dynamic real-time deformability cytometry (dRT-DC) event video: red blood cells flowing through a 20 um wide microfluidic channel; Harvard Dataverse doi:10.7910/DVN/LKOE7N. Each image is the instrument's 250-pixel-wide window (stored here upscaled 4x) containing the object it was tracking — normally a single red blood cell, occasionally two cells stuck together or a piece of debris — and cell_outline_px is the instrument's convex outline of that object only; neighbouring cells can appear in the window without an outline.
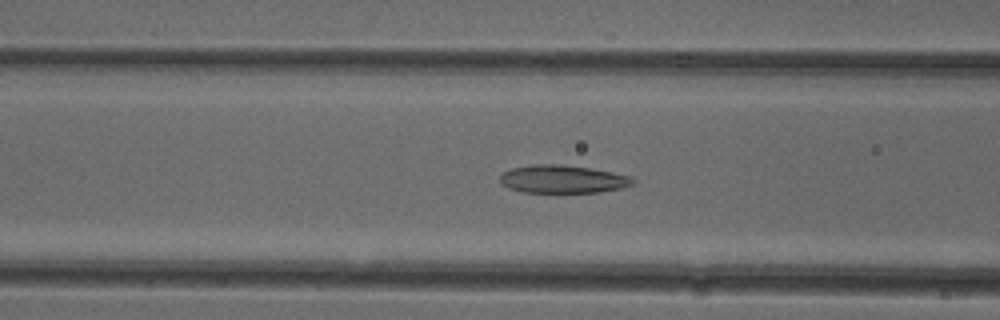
{"species": "common noctule bat (a hibernating species)", "species_latin": "Nyctalus noctula", "temperature_condition": "cold", "stored_images_in_passage": 53, "camera_frame_rate_fps": 3000, "um_per_image_px": 0.085, "animal": {"sex": "female"}, "frame": {"image": 1, "passage_image": 21, "time_ms": 6.667, "image_size_px": [1000, 320], "cell_outline_px": [[636, 180], [632, 184], [620, 188], [596, 192], [524, 192], [508, 188], [500, 184], [500, 176], [504, 172], [512, 168], [532, 164], [560, 164], [592, 168], [632, 176]], "centroid_in_image_um": [47.82, 15.22], "position_along_channel_um": 118.8, "area_um2": 21.68}}
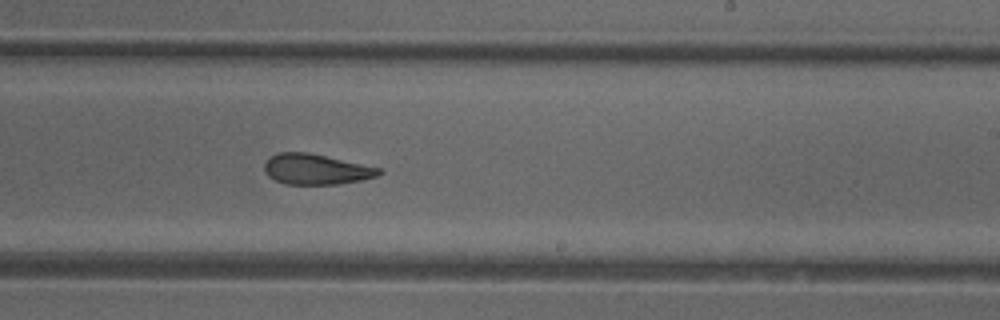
{"frame": {"image": 2, "passage_image": 32, "time_ms": 10.333, "image_size_px": [1000, 320], "cell_outline_px": [[384, 172], [376, 176], [360, 180], [336, 184], [284, 184], [268, 176], [264, 172], [264, 164], [276, 152], [308, 152], [380, 168]], "centroid_in_image_um": [26.83, 14.38], "position_along_channel_um": 262.2, "area_um2": 20.17}}
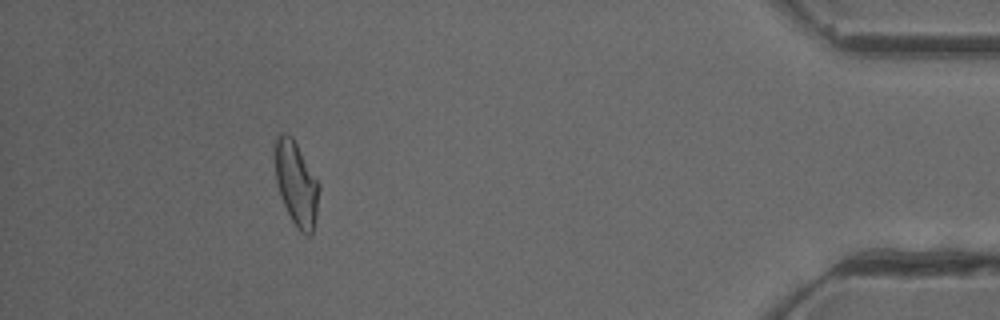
{"frame": {"image": 3, "passage_image": 48, "time_ms": 15.667, "image_size_px": [1000, 320], "cell_outline_px": [[320, 188], [316, 216], [312, 232], [308, 236], [304, 236], [300, 232], [292, 220], [284, 204], [276, 180], [272, 144], [276, 132], [284, 132], [292, 136], [320, 184]], "centroid_in_image_um": [25.15, 15.52], "position_along_channel_um": 410.1, "area_um2": 22.02}, "authors_computed_cell_mechanics": {"area_um2": 21.964, "velocity_mm_per_s": 3.9095, "shape_relaxation_time_tau1_ms": null, "shape_relaxation_time_tau2_ms": 2.371, "deformation_change_tau1": null, "deformation_change_tau2": 0.0917}}